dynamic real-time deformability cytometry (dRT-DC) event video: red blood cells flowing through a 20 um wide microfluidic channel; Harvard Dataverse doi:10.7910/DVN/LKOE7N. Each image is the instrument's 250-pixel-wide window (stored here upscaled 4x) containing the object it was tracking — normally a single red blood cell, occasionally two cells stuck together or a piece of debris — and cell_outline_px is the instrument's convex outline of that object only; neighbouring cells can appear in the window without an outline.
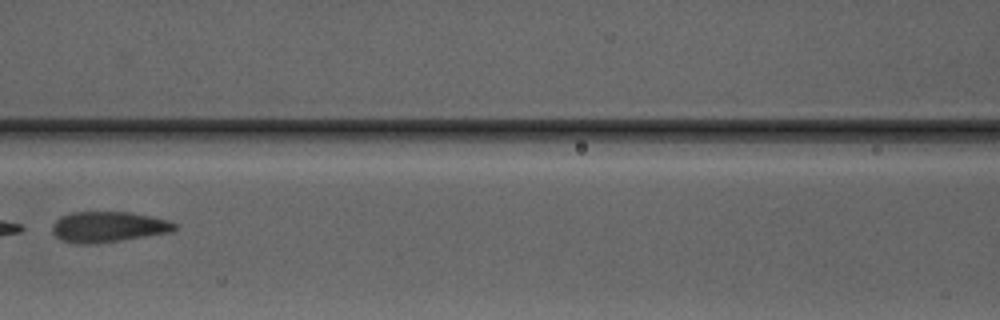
{"species": "Egyptian fruit bat (a non-hibernating species)", "species_latin": "Rousettus aegyptiacus", "temperature_condition": "warm", "stored_images_in_passage": 5, "camera_frame_rate_fps": 3000, "um_per_image_px": 0.085, "animal": {"sex": "male"}, "frame": {"image": 1, "passage_image": 4, "time_ms": 3.667, "image_size_px": [1000, 320], "cell_outline_px": [[176, 228], [168, 232], [144, 236], [88, 244], [80, 244], [60, 240], [52, 232], [52, 224], [60, 216], [72, 212], [128, 212], [152, 216], [172, 220], [176, 224]], "centroid_in_image_um": [9.17, 19.26], "position_along_channel_um": 157.4, "area_um2": 21.62}}
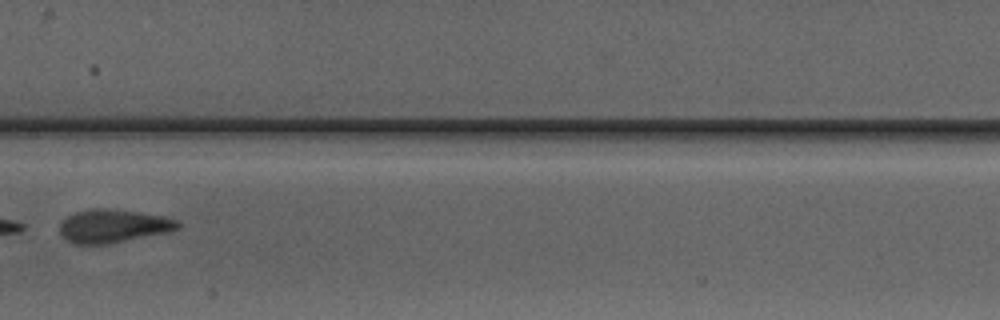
{"frame": {"image": 2, "passage_image": 5, "time_ms": 4.667, "image_size_px": [1000, 320], "cell_outline_px": [[180, 228], [168, 232], [108, 244], [76, 244], [68, 240], [60, 232], [60, 224], [68, 216], [76, 212], [92, 208], [100, 208], [136, 212], [164, 216], [176, 220], [180, 224]], "centroid_in_image_um": [9.64, 19.22], "position_along_channel_um": 197.8, "area_um2": 22.54}}